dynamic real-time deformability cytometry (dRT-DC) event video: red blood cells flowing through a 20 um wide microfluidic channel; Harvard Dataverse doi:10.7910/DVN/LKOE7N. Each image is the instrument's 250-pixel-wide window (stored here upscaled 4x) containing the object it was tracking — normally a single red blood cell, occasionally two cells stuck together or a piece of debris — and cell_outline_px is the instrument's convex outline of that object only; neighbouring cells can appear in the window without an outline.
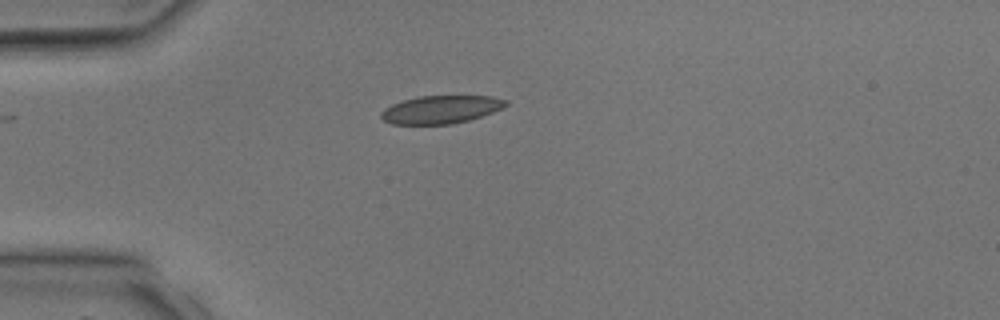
{"species": "common noctule bat (a hibernating species)", "species_latin": "Nyctalus noctula", "temperature_condition": "room temperature", "stored_images_in_passage": 3, "camera_frame_rate_fps": 3000, "um_per_image_px": 0.085, "animal": {"sex": "male", "body_mass_g": 17.9, "forearm_length_mm": 54.2}, "frame": {"image": 1, "passage_image": 3, "time_ms": 3.333, "image_size_px": [1000, 320], "cell_outline_px": [[508, 104], [492, 112], [468, 120], [452, 124], [392, 124], [384, 120], [380, 116], [380, 112], [384, 108], [392, 104], [404, 100], [420, 96], [492, 96], [508, 100]], "centroid_in_image_um": [37.45, 9.3], "position_along_channel_um": 47.5, "area_um2": 20.17}}